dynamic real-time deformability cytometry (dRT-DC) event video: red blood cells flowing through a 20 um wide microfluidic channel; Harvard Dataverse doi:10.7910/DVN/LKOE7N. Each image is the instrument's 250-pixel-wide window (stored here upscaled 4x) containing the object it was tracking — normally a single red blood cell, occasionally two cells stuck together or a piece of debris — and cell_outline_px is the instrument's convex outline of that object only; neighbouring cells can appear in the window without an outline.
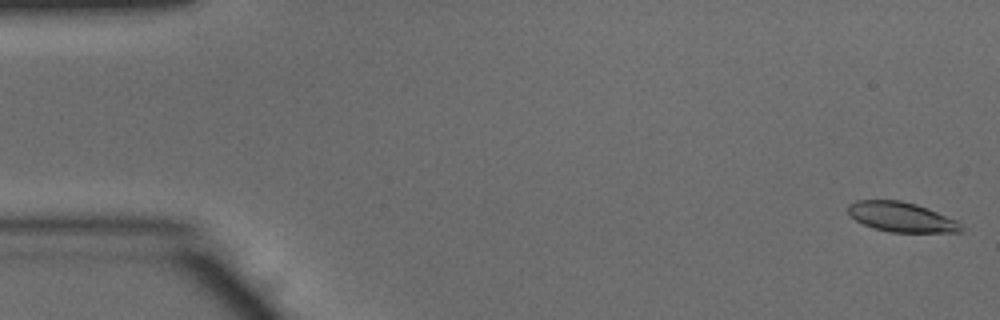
{"species": "common noctule bat (a hibernating species)", "species_latin": "Nyctalus noctula", "temperature_condition": "warm", "stored_images_in_passage": 51, "camera_frame_rate_fps": 3000, "um_per_image_px": 0.085, "animal": {"sex": "male", "body_mass_g": 15.6}, "frame": {"image": 1, "passage_image": 1, "time_ms": 0.0, "image_size_px": [1000, 320], "cell_outline_px": [[964, 232], [888, 232], [872, 228], [856, 220], [848, 212], [848, 204], [856, 200], [900, 200], [916, 204], [928, 208], [956, 220], [960, 224]], "centroid_in_image_um": [76.61, 18.44], "position_along_channel_um": 8.4, "area_um2": 19.59}}
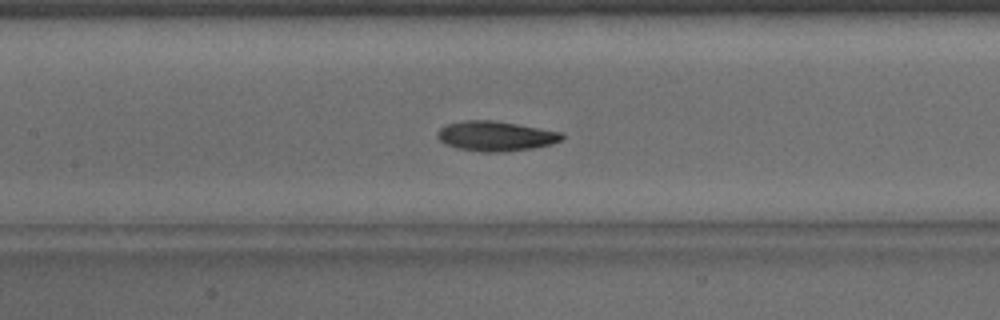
{"frame": {"image": 2, "passage_image": 23, "time_ms": 7.333, "image_size_px": [1000, 320], "cell_outline_px": [[564, 136], [560, 140], [552, 144], [532, 148], [504, 152], [480, 152], [456, 148], [444, 144], [436, 136], [436, 132], [440, 128], [448, 124], [464, 120], [492, 120], [564, 132]], "centroid_in_image_um": [42.11, 11.57], "position_along_channel_um": 165.3, "area_um2": 21.79}}
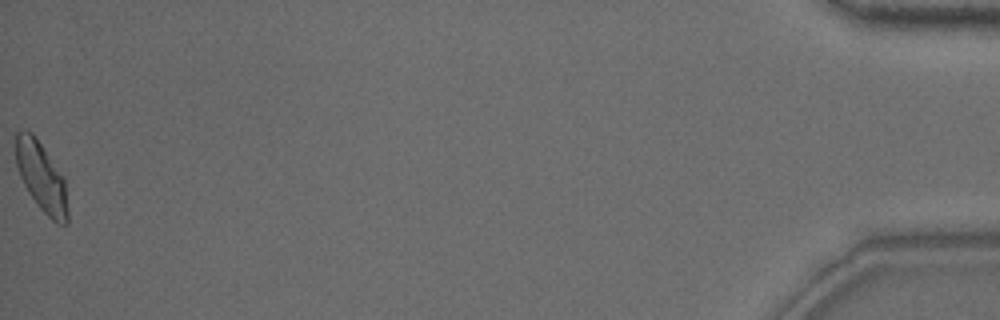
{"frame": {"image": 3, "passage_image": 51, "time_ms": 16.667, "image_size_px": [1000, 320], "cell_outline_px": [[68, 224], [56, 224], [36, 204], [28, 192], [20, 176], [16, 164], [16, 132], [24, 128], [32, 132], [64, 176], [68, 208]], "centroid_in_image_um": [3.53, 15.05], "position_along_channel_um": 431.7, "area_um2": 21.15}, "authors_computed_cell_mechanics": {"area_um2": 21.0392, "velocity_mm_per_s": 3.9524, "shape_relaxation_time_tau1_ms": 3.5768, "shape_relaxation_time_tau2_ms": 3.4373, "deformation_change_tau1": 0.1523, "deformation_change_tau2": 0.0971}}